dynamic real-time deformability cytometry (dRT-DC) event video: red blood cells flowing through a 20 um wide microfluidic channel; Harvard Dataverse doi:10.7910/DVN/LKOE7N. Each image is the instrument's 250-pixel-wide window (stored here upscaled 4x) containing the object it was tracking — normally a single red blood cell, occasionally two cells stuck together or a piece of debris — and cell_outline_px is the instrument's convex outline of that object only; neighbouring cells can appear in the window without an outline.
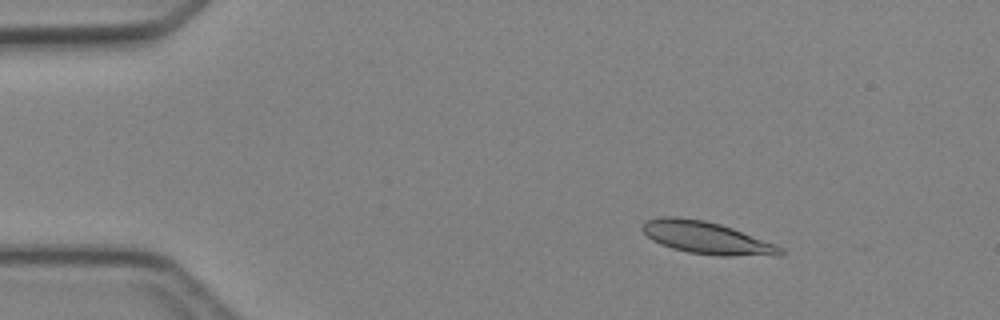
{"species": "Egyptian fruit bat (a non-hibernating species)", "species_latin": "Rousettus aegyptiacus", "temperature_condition": "cold", "stored_images_in_passage": 4, "camera_frame_rate_fps": 3000, "um_per_image_px": 0.085, "animal": {"sex": "female"}, "frame": {"image": 1, "passage_image": 2, "time_ms": 1.333, "image_size_px": [1000, 320], "cell_outline_px": [[784, 252], [780, 256], [720, 256], [688, 252], [672, 248], [660, 244], [652, 240], [640, 228], [640, 224], [648, 220], [660, 216], [676, 216], [704, 220], [720, 224], [732, 228], [776, 244], [784, 248]], "centroid_in_image_um": [60.07, 20.22], "position_along_channel_um": 24.9, "area_um2": 26.24}}
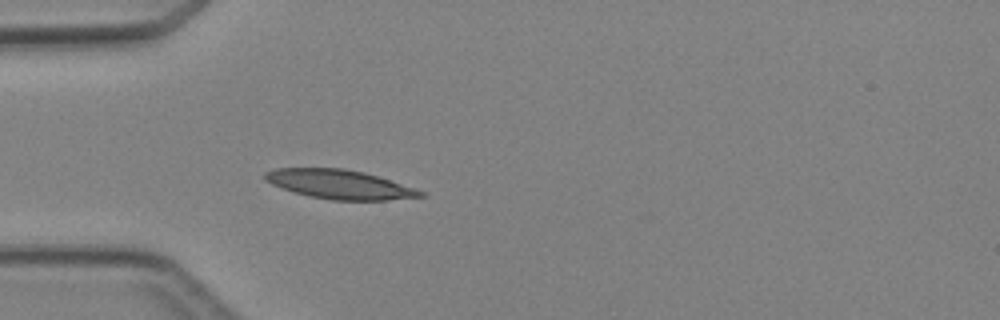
{"frame": {"image": 2, "passage_image": 4, "time_ms": 3.667, "image_size_px": [1000, 320], "cell_outline_px": [[428, 196], [388, 200], [332, 200], [308, 196], [292, 192], [272, 184], [264, 180], [264, 172], [276, 168], [344, 168], [364, 172], [424, 192]], "centroid_in_image_um": [28.8, 15.67], "position_along_channel_um": 56.2, "area_um2": 26.24}}